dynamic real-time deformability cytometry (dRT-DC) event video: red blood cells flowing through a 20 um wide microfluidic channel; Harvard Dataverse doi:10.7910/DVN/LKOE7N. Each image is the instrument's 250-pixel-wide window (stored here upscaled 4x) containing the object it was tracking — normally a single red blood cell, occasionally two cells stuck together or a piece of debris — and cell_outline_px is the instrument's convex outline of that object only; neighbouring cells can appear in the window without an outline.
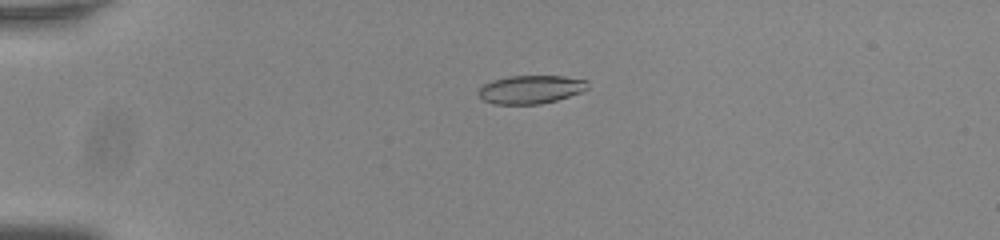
{"species": "common noctule bat (a hibernating species)", "species_latin": "Nyctalus noctula", "temperature_condition": "room temperature", "stored_images_in_passage": 42, "camera_frame_rate_fps": 3000, "um_per_image_px": 0.085, "animal": {"sex": "male", "body_mass_g": 20.0, "forearm_length_mm": 53.3}, "frame": {"image": 1, "passage_image": 1, "time_ms": 0.0, "image_size_px": [1000, 240], "cell_outline_px": [[588, 88], [580, 92], [556, 100], [540, 104], [496, 104], [484, 100], [476, 92], [484, 84], [492, 80], [508, 76], [564, 76], [588, 80]], "centroid_in_image_um": [45.11, 7.59], "position_along_channel_um": 39.9, "area_um2": 17.98}}
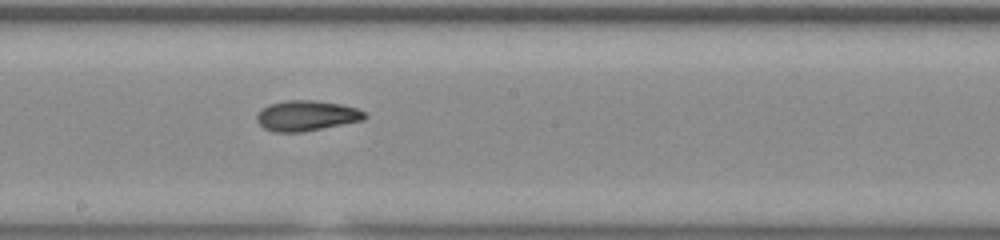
{"frame": {"image": 2, "passage_image": 19, "time_ms": 6.0, "image_size_px": [1000, 240], "cell_outline_px": [[368, 116], [364, 120], [300, 132], [272, 132], [264, 128], [256, 120], [256, 116], [260, 108], [268, 104], [284, 100], [312, 100], [340, 104], [356, 108], [364, 112]], "centroid_in_image_um": [26.01, 9.82], "position_along_channel_um": 222.2, "area_um2": 19.13}}
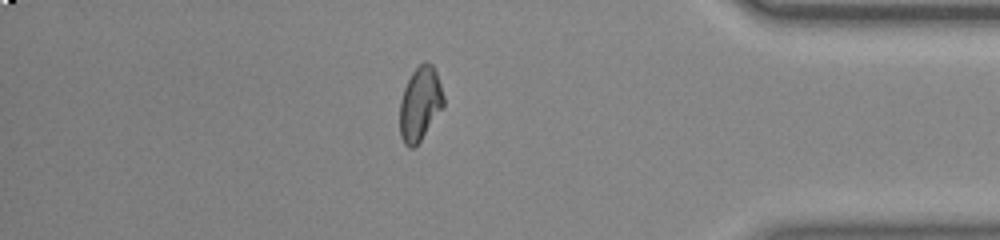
{"frame": {"image": 3, "passage_image": 35, "time_ms": 11.333, "image_size_px": [1000, 240], "cell_outline_px": [[444, 104], [420, 140], [412, 148], [408, 148], [404, 144], [400, 136], [400, 100], [404, 88], [412, 72], [424, 60], [432, 64], [436, 72], [444, 96]], "centroid_in_image_um": [35.68, 8.8], "position_along_channel_um": 399.5, "area_um2": 18.55}, "authors_computed_cell_mechanics": {"area_um2": 18.9006, "velocity_mm_per_s": 3.8123, "shape_relaxation_time_tau1_ms": 10.5286, "shape_relaxation_time_tau2_ms": 2.7339, "deformation_change_tau1": 0.2196, "deformation_change_tau2": 0.0894}}